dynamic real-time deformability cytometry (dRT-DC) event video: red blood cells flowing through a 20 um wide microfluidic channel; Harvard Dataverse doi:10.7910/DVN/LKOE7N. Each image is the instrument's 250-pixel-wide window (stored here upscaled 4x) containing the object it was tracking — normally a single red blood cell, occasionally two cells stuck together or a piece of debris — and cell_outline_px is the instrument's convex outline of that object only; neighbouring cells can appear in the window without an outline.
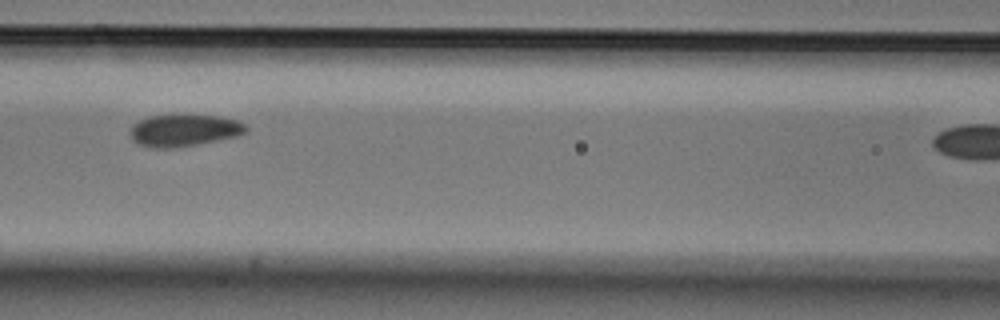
{"species": "Egyptian fruit bat (a non-hibernating species)", "species_latin": "Rousettus aegyptiacus", "temperature_condition": "cold", "stored_images_in_passage": 5, "segment_of_instrument_passage": [1, 2], "camera_frame_rate_fps": 3000, "um_per_image_px": 0.085, "animal": {"sex": "male"}, "frame": {"image": 1, "passage_image": 4, "time_ms": 1.0, "image_size_px": [1000, 320], "cell_outline_px": [[248, 132], [236, 136], [196, 144], [172, 148], [148, 148], [136, 144], [132, 140], [128, 132], [132, 124], [148, 116], [220, 116], [236, 120], [244, 124], [248, 128]], "centroid_in_image_um": [15.58, 11.1], "position_along_channel_um": 151.0, "area_um2": 21.5}}